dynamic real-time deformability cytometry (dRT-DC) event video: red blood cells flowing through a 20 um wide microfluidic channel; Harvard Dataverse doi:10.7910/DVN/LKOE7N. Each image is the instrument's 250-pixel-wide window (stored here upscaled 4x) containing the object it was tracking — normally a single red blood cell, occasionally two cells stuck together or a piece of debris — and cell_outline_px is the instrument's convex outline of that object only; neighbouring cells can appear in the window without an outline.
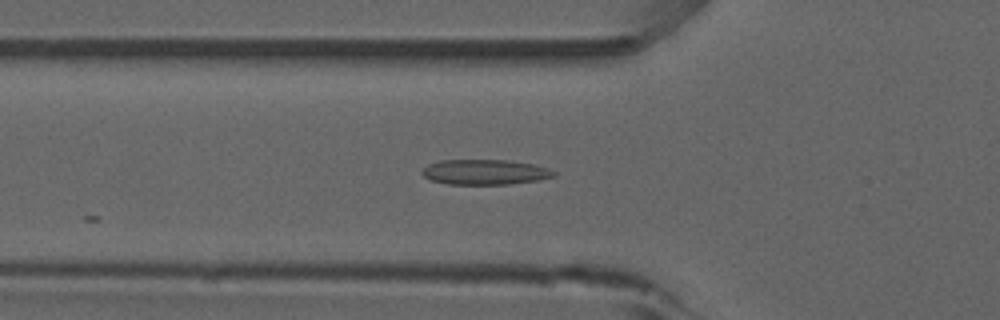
{"species": "common noctule bat (a hibernating species)", "species_latin": "Nyctalus noctula", "temperature_condition": "room temperature", "stored_images_in_passage": 9, "camera_frame_rate_fps": 3000, "um_per_image_px": 0.085, "animal": {"sex": "male", "forearm_length_mm": 52.5}, "frame": {"image": 1, "passage_image": 3, "time_ms": 0.667, "image_size_px": [1000, 320], "cell_outline_px": [[556, 176], [536, 180], [508, 184], [448, 184], [432, 180], [424, 176], [420, 172], [428, 164], [440, 160], [508, 160], [532, 164], [548, 168], [556, 172]], "centroid_in_image_um": [41.21, 14.62], "position_along_channel_um": 84.6, "area_um2": 19.19}}